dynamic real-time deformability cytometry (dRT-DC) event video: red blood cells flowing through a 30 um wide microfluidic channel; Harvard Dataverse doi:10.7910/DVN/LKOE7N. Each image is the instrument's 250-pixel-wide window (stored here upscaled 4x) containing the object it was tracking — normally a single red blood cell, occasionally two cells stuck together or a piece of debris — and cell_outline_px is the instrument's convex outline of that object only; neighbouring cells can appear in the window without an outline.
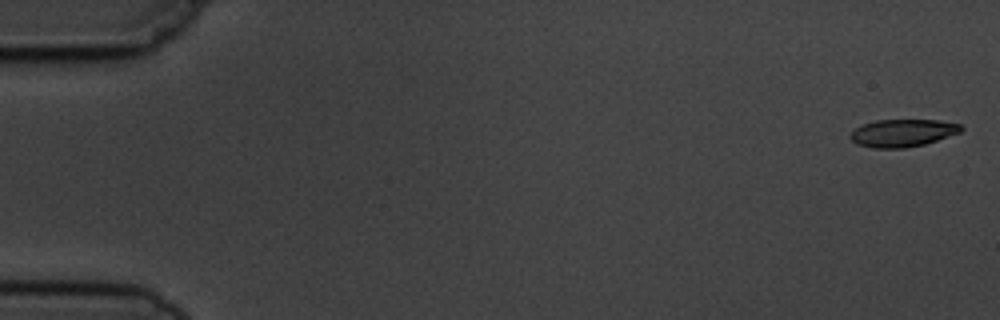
{"species": "common noctule bat (a hibernating species)", "species_latin": "Nyctalus noctula", "temperature_condition": "cold", "stored_images_in_passage": 9, "camera_frame_rate_fps": 3000, "um_per_image_px": 0.085, "animal": {"sex": "male", "body_mass_g": 19.5, "forearm_length_mm": 54.6}, "frame": {"image": 1, "passage_image": 1, "time_ms": 0.0, "image_size_px": [1000, 320], "cell_outline_px": [[964, 128], [960, 132], [924, 144], [904, 148], [872, 148], [856, 144], [848, 136], [856, 128], [864, 124], [876, 120], [940, 120], [960, 124]], "centroid_in_image_um": [76.71, 11.3], "position_along_channel_um": 8.3, "area_um2": 17.69}}
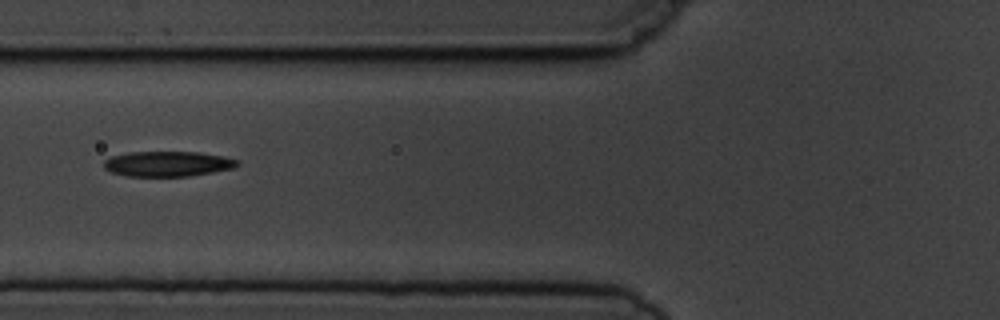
{"frame": {"image": 2, "passage_image": 6, "time_ms": 6.667, "image_size_px": [1000, 320], "cell_outline_px": [[240, 164], [236, 168], [188, 176], [128, 176], [112, 172], [104, 168], [104, 160], [112, 156], [128, 152], [200, 152], [224, 156], [240, 160]], "centroid_in_image_um": [14.3, 13.92], "position_along_channel_um": 111.5, "area_um2": 19.71}}
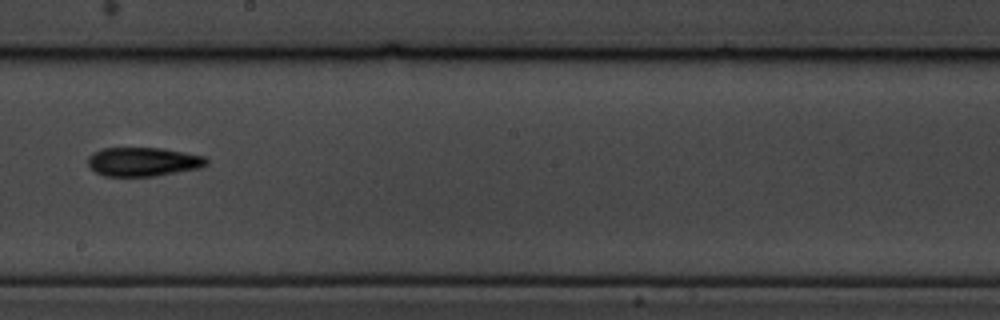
{"frame": {"image": 3, "passage_image": 9, "time_ms": 10.0, "image_size_px": [1000, 320], "cell_outline_px": [[208, 164], [200, 168], [156, 176], [104, 176], [96, 172], [88, 164], [88, 156], [92, 152], [104, 148], [160, 148], [184, 152], [204, 156], [208, 160]], "centroid_in_image_um": [12.17, 13.75], "position_along_channel_um": 236.0, "area_um2": 20.0}}